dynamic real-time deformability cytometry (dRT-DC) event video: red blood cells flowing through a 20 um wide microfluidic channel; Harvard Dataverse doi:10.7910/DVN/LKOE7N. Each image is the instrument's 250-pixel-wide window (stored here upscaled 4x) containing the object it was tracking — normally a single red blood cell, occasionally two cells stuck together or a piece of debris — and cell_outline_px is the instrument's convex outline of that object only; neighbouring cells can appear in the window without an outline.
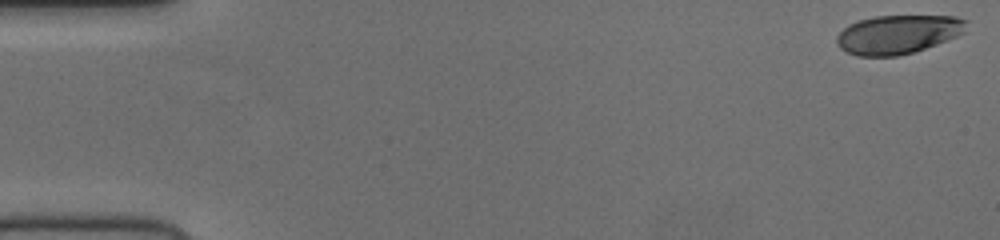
{"species": "human", "species_latin": "Homo sapiens", "temperature_condition": "cold", "stored_images_in_passage": 53, "camera_frame_rate_fps": 3000, "um_per_image_px": 0.085, "donor": {"sex": "female"}, "frame": {"image": 1, "passage_image": 1, "time_ms": 0.0, "image_size_px": [1000, 240], "cell_outline_px": [[968, 20], [964, 32], [956, 36], [936, 44], [912, 52], [896, 56], [856, 56], [840, 48], [836, 40], [836, 36], [848, 24], [860, 20], [876, 16], [956, 16]], "centroid_in_image_um": [76.31, 2.91], "position_along_channel_um": 8.7, "area_um2": 29.13}}
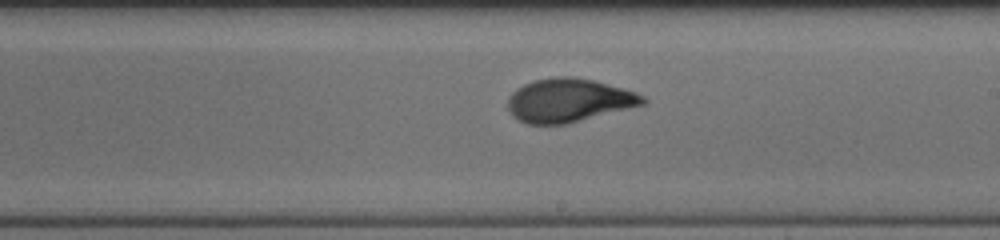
{"frame": {"image": 2, "passage_image": 31, "time_ms": 10.0, "image_size_px": [1000, 240], "cell_outline_px": [[648, 100], [644, 104], [564, 124], [528, 124], [512, 116], [508, 108], [508, 96], [516, 88], [524, 84], [536, 80], [560, 76], [572, 76], [592, 80], [624, 88], [636, 92], [644, 96]], "centroid_in_image_um": [48.33, 8.52], "position_along_channel_um": 240.7, "area_um2": 33.93}}
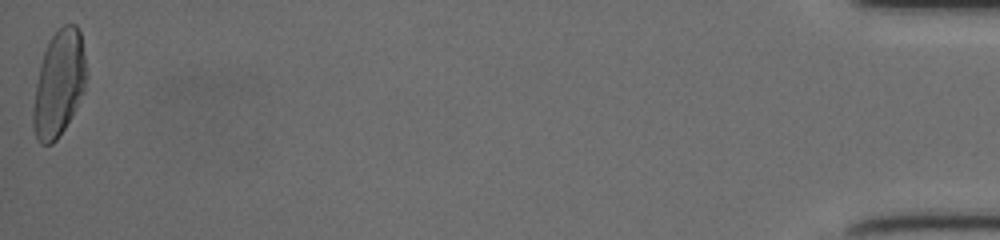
{"frame": {"image": 3, "passage_image": 53, "time_ms": 17.333, "image_size_px": [1000, 240], "cell_outline_px": [[84, 92], [64, 128], [56, 140], [52, 144], [40, 144], [36, 140], [32, 128], [32, 108], [36, 84], [40, 64], [48, 40], [64, 24], [76, 24], [80, 32], [84, 56]], "centroid_in_image_um": [4.96, 7.14], "position_along_channel_um": 430.2, "area_um2": 32.43}}